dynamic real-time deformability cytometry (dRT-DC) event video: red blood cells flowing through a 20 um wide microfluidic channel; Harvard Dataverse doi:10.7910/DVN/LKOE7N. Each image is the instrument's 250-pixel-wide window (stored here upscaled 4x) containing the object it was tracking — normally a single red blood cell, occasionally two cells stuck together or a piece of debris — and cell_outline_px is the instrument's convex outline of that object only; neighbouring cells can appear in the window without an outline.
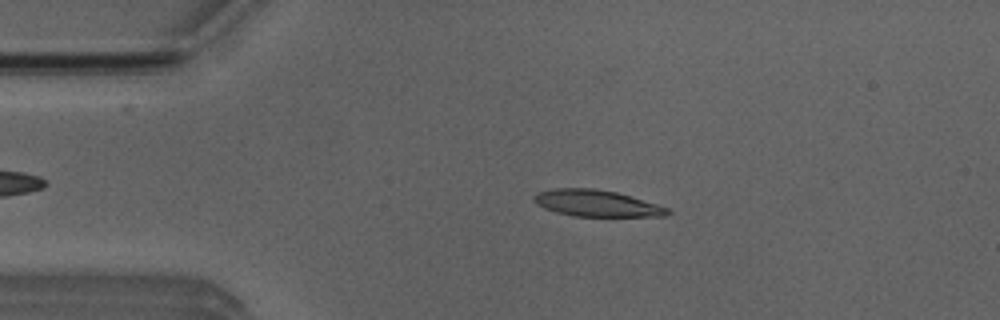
{"species": "Egyptian fruit bat (a non-hibernating species)", "species_latin": "Rousettus aegyptiacus", "temperature_condition": "room temperature", "stored_images_in_passage": 52, "camera_frame_rate_fps": 3000, "um_per_image_px": 0.085, "animal": {"sex": "male"}, "frame": {"image": 1, "passage_image": 10, "time_ms": 3.0, "image_size_px": [1000, 320], "cell_outline_px": [[672, 212], [668, 216], [576, 216], [556, 212], [544, 208], [536, 204], [532, 200], [532, 196], [540, 192], [556, 188], [592, 188], [616, 192], [656, 204], [668, 208]], "centroid_in_image_um": [50.69, 17.28], "position_along_channel_um": 34.3, "area_um2": 20.46}}
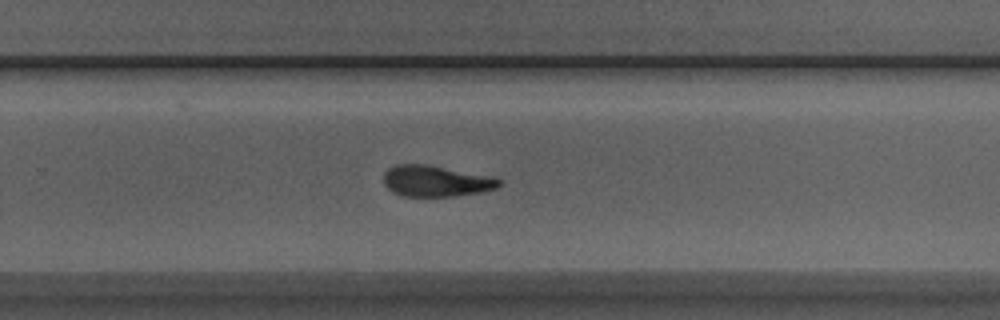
{"frame": {"image": 2, "passage_image": 33, "time_ms": 10.667, "image_size_px": [1000, 320], "cell_outline_px": [[500, 184], [496, 188], [480, 192], [456, 196], [404, 196], [392, 192], [384, 184], [384, 172], [388, 168], [396, 164], [428, 164], [500, 180]], "centroid_in_image_um": [36.94, 15.4], "position_along_channel_um": 292.9, "area_um2": 20.4}}
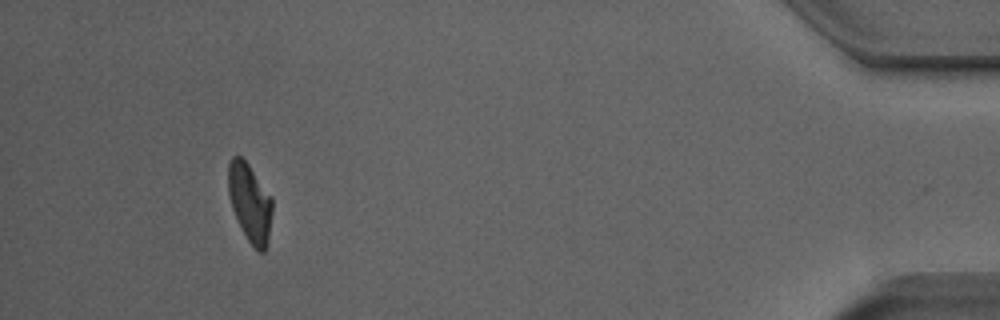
{"frame": {"image": 3, "passage_image": 48, "time_ms": 15.667, "image_size_px": [1000, 320], "cell_outline_px": [[272, 212], [268, 244], [264, 252], [260, 252], [248, 240], [232, 208], [228, 192], [228, 164], [232, 156], [240, 156], [248, 164], [272, 196]], "centroid_in_image_um": [21.25, 17.21], "position_along_channel_um": 413.9, "area_um2": 19.94}, "authors_computed_cell_mechanics": {"area_um2": 21.1548, "velocity_mm_per_s": 3.8586, "shape_relaxation_time_tau1_ms": 4.5481, "shape_relaxation_time_tau2_ms": 2.5075, "deformation_change_tau1": 0.1863, "deformation_change_tau2": 0.1073}}